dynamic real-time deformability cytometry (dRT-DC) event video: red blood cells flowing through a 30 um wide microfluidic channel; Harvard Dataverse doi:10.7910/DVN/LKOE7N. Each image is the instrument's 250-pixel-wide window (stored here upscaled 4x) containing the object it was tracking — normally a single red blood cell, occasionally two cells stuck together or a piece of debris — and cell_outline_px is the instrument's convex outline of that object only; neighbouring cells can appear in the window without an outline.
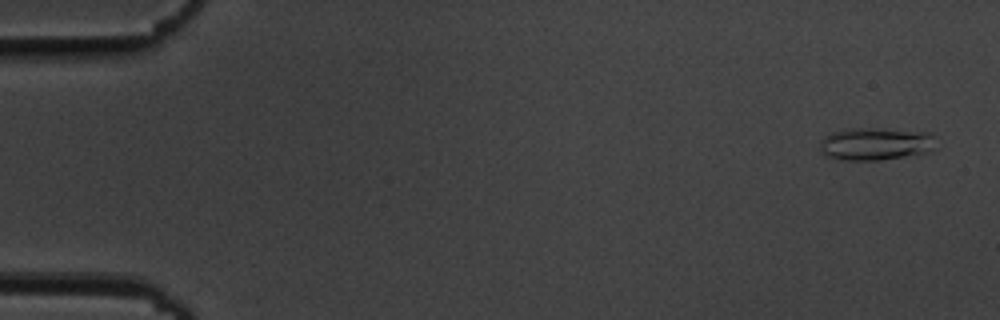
{"species": "common noctule bat (a hibernating species)", "species_latin": "Nyctalus noctula", "temperature_condition": "cold", "stored_images_in_passage": 53, "camera_frame_rate_fps": 3000, "um_per_image_px": 0.085, "animal": {"sex": "male", "body_mass_g": 19.5, "forearm_length_mm": 54.6}, "frame": {"image": 1, "passage_image": 1, "time_ms": 0.0, "image_size_px": [1000, 320], "cell_outline_px": [[936, 148], [928, 152], [880, 160], [840, 160], [824, 156], [820, 152], [820, 140], [824, 136], [832, 132], [848, 128], [872, 128], [932, 132], [936, 136]], "centroid_in_image_um": [74.43, 12.22], "position_along_channel_um": 10.6, "area_um2": 22.54}}
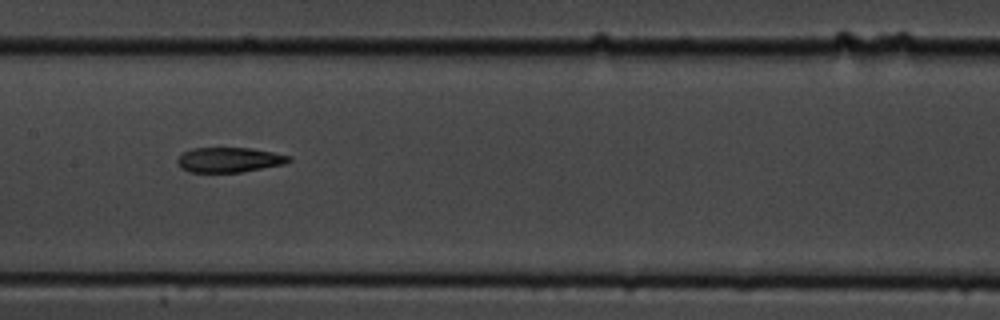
{"frame": {"image": 2, "passage_image": 26, "time_ms": 8.333, "image_size_px": [1000, 320], "cell_outline_px": [[292, 160], [284, 164], [240, 172], [188, 172], [180, 168], [176, 160], [184, 152], [192, 148], [252, 148], [292, 156]], "centroid_in_image_um": [19.48, 13.58], "position_along_channel_um": 187.9, "area_um2": 16.18}}
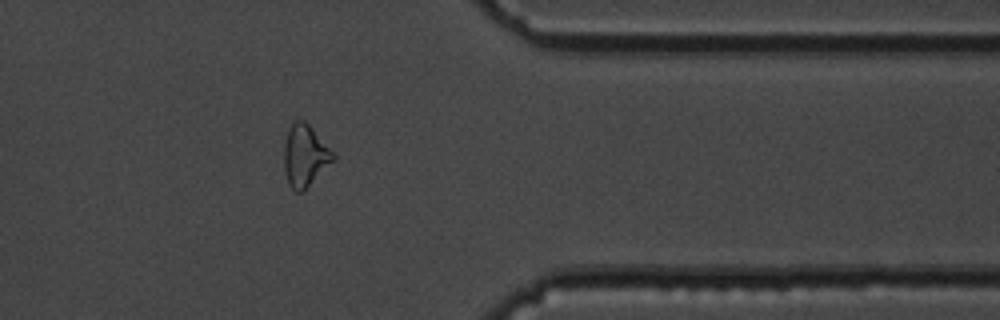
{"frame": {"image": 3, "passage_image": 43, "time_ms": 14.0, "image_size_px": [1000, 320], "cell_outline_px": [[336, 160], [304, 192], [296, 192], [288, 184], [284, 172], [284, 144], [288, 132], [292, 124], [296, 120], [304, 120], [312, 128], [336, 156]], "centroid_in_image_um": [25.94, 13.3], "position_along_channel_um": 385.5, "area_um2": 17.86}, "authors_computed_cell_mechanics": {"area_um2": 17.4556, "velocity_mm_per_s": 3.7017, "shape_relaxation_time_tau1_ms": 8.6764, "shape_relaxation_time_tau2_ms": 7.3992, "deformation_change_tau1": 0.2092, "deformation_change_tau2": 0.1844}}